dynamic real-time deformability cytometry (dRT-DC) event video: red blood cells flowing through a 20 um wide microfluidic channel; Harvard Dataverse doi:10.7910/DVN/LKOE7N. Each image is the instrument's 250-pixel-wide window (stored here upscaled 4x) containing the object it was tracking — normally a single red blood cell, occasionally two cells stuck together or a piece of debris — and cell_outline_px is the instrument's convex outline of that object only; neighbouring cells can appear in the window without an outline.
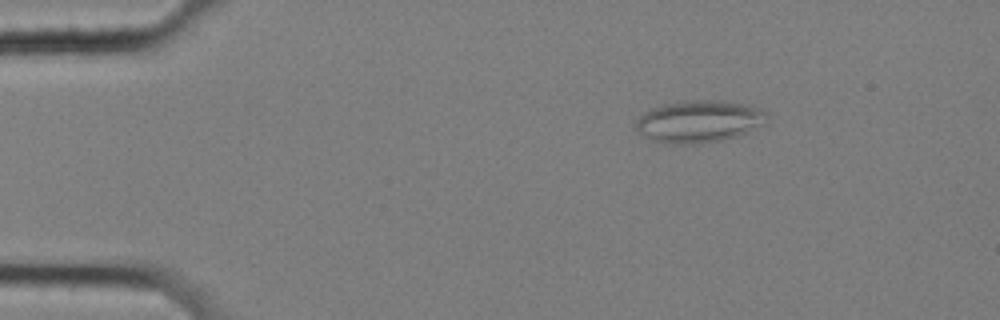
{"species": "common noctule bat (a hibernating species)", "species_latin": "Nyctalus noctula", "temperature_condition": "cold", "stored_images_in_passage": 42, "camera_frame_rate_fps": 3000, "um_per_image_px": 0.085, "animal": {"sex": "female", "body_mass_g": 25.1}, "frame": {"image": 1, "passage_image": 9, "time_ms": 2.667, "image_size_px": [1000, 320], "cell_outline_px": [[768, 120], [764, 124], [736, 136], [724, 140], [692, 144], [664, 144], [652, 140], [644, 136], [636, 128], [636, 120], [640, 116], [652, 108], [664, 104], [688, 100], [720, 100], [744, 104], [760, 108], [768, 112]], "centroid_in_image_um": [59.43, 10.32], "position_along_channel_um": 25.6, "area_um2": 32.25}}
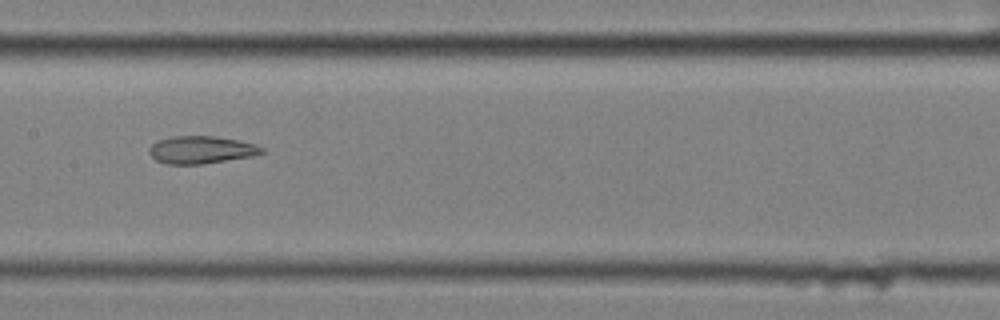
{"frame": {"image": 2, "passage_image": 29, "time_ms": 9.333, "image_size_px": [1000, 320], "cell_outline_px": [[264, 152], [252, 156], [200, 164], [168, 164], [156, 160], [148, 152], [148, 148], [156, 140], [172, 136], [212, 136], [240, 140], [256, 144], [264, 148]], "centroid_in_image_um": [17.08, 12.72], "position_along_channel_um": 190.3, "area_um2": 18.09}}
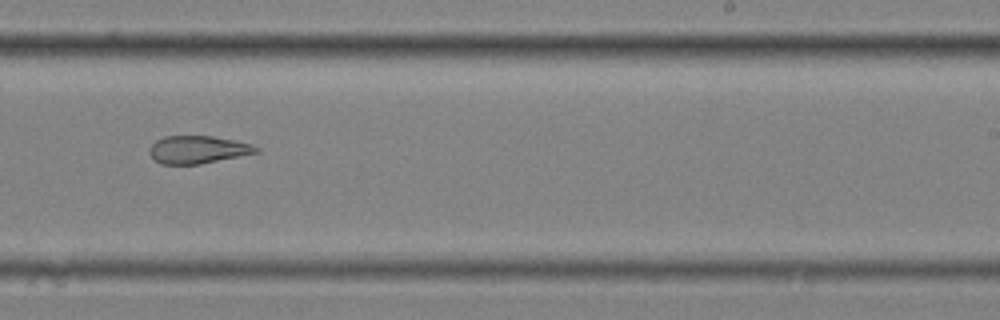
{"frame": {"image": 3, "passage_image": 36, "time_ms": 11.667, "image_size_px": [1000, 320], "cell_outline_px": [[260, 152], [200, 164], [160, 164], [148, 152], [148, 148], [156, 140], [164, 136], [212, 136], [252, 144], [260, 148]], "centroid_in_image_um": [16.81, 12.72], "position_along_channel_um": 272.2, "area_um2": 17.22}}